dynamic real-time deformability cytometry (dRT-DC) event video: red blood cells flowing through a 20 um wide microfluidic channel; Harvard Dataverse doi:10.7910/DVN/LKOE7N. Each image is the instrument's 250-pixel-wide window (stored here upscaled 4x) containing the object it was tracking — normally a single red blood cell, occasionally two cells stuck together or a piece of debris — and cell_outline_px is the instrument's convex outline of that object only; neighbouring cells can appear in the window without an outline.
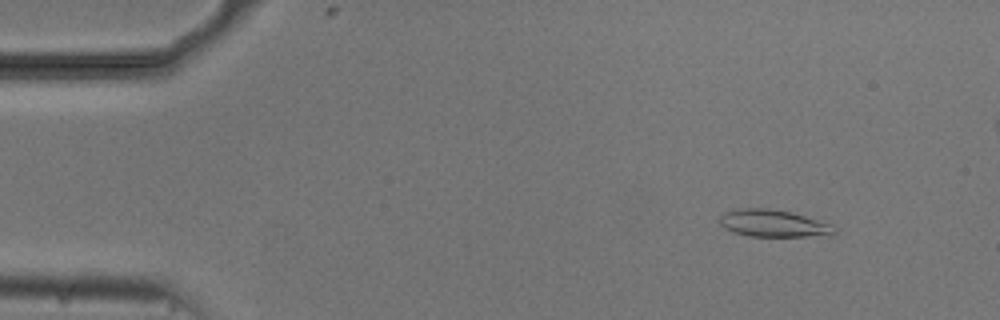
{"species": "common noctule bat (a hibernating species)", "species_latin": "Nyctalus noctula", "temperature_condition": "cold", "stored_images_in_passage": 21, "camera_frame_rate_fps": 3000, "um_per_image_px": 0.085, "animal": {"sex": "male", "body_mass_g": 20.5, "forearm_length_mm": 52.5}, "frame": {"image": 1, "passage_image": 1, "time_ms": 0.0, "image_size_px": [1000, 320], "cell_outline_px": [[836, 232], [832, 236], [748, 236], [732, 232], [724, 228], [720, 224], [720, 216], [724, 212], [740, 208], [768, 208], [792, 212], [832, 224], [836, 228]], "centroid_in_image_um": [65.76, 18.99], "position_along_channel_um": 19.2, "area_um2": 18.38}}
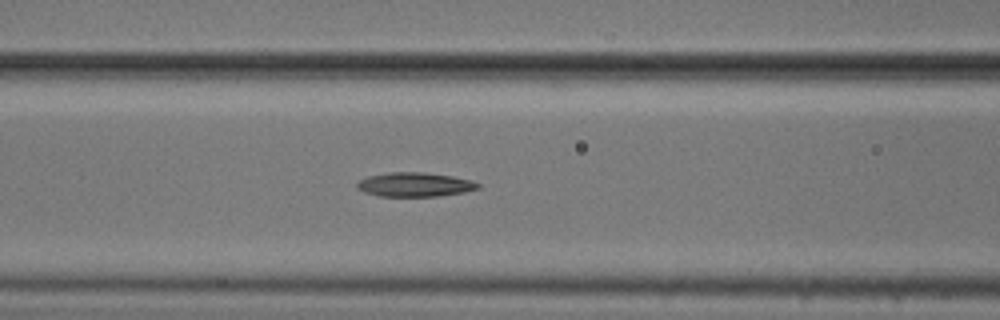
{"frame": {"image": 2, "passage_image": 17, "time_ms": 5.333, "image_size_px": [1000, 320], "cell_outline_px": [[480, 188], [464, 192], [436, 196], [380, 196], [364, 192], [356, 188], [356, 184], [360, 180], [368, 176], [388, 172], [424, 172], [452, 176], [472, 180], [480, 184]], "centroid_in_image_um": [35.25, 15.68], "position_along_channel_um": 131.3, "area_um2": 17.05}}
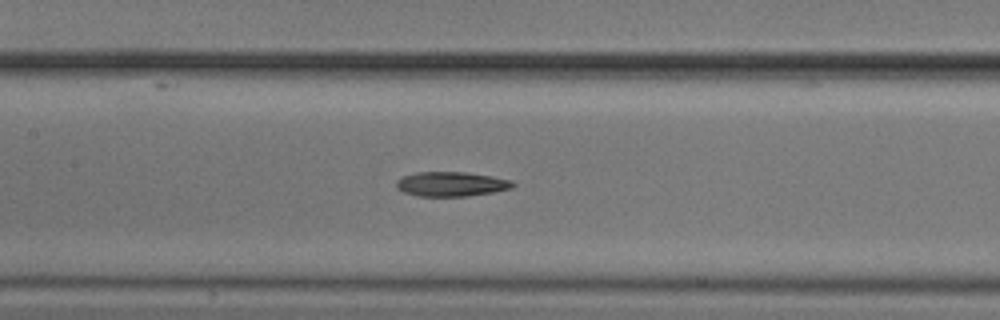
{"frame": {"image": 3, "passage_image": 20, "time_ms": 6.333, "image_size_px": [1000, 320], "cell_outline_px": [[516, 184], [512, 188], [492, 192], [468, 196], [420, 196], [404, 192], [396, 188], [396, 180], [404, 176], [416, 172], [464, 172], [492, 176], [512, 180]], "centroid_in_image_um": [38.36, 15.64], "position_along_channel_um": 169.0, "area_um2": 16.65}}